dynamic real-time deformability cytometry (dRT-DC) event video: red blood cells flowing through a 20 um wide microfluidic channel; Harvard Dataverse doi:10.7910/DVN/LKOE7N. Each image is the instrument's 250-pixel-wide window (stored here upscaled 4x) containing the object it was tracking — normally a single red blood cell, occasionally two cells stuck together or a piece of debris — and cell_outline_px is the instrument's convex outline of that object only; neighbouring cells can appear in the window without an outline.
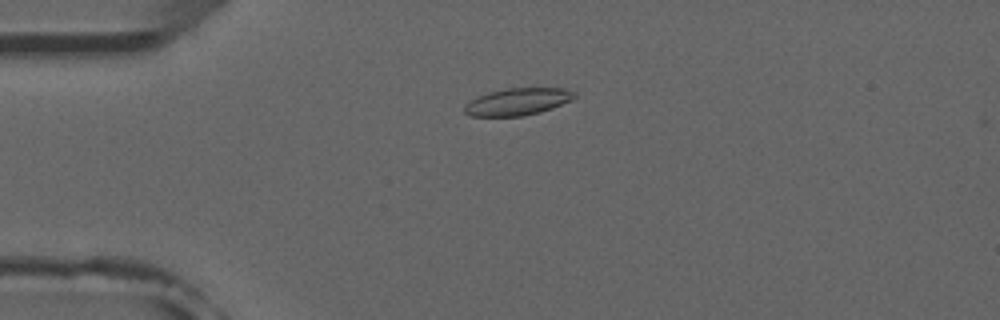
{"species": "common noctule bat (a hibernating species)", "species_latin": "Nyctalus noctula", "temperature_condition": "room temperature", "stored_images_in_passage": 14, "camera_frame_rate_fps": 3000, "um_per_image_px": 0.085, "animal": {"sex": "male", "forearm_length_mm": 52.5}, "frame": {"image": 1, "passage_image": 10, "time_ms": 3.0, "image_size_px": [1000, 320], "cell_outline_px": [[576, 96], [572, 100], [552, 108], [540, 112], [524, 116], [468, 116], [464, 112], [464, 104], [488, 92], [508, 88], [564, 88], [576, 92]], "centroid_in_image_um": [44.01, 8.65], "position_along_channel_um": 41.0, "area_um2": 17.4}}